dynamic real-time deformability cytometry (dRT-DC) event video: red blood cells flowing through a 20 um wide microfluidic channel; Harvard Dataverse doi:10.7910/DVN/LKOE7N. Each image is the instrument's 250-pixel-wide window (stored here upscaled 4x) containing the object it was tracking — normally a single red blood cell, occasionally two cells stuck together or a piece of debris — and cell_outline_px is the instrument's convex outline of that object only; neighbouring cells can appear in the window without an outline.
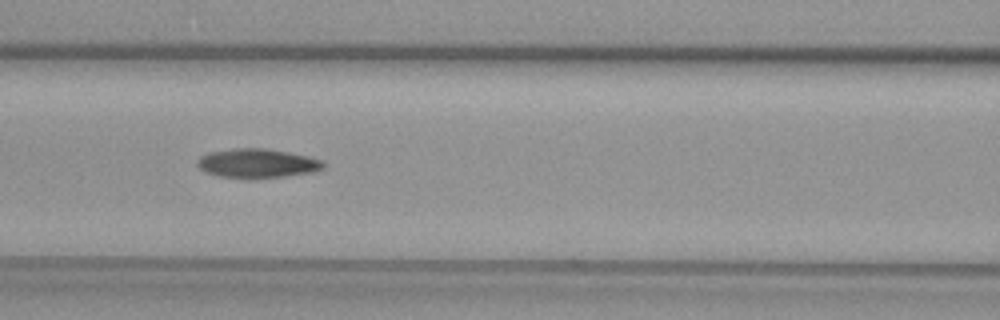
{"species": "common noctule bat (a hibernating species)", "species_latin": "Nyctalus noctula", "temperature_condition": "warm", "stored_images_in_passage": 36, "camera_frame_rate_fps": 3000, "um_per_image_px": 0.085, "animal": {"sex": "female", "body_mass_g": 29.2, "forearm_length_mm": 56.3}, "frame": {"image": 1, "passage_image": 11, "time_ms": 3.333, "image_size_px": [1000, 320], "cell_outline_px": [[324, 168], [312, 172], [284, 176], [248, 180], [216, 176], [204, 172], [196, 164], [196, 160], [200, 156], [208, 152], [232, 148], [264, 148], [288, 152], [308, 156], [320, 160], [324, 164]], "centroid_in_image_um": [21.78, 13.9], "position_along_channel_um": 144.8, "area_um2": 21.85}}